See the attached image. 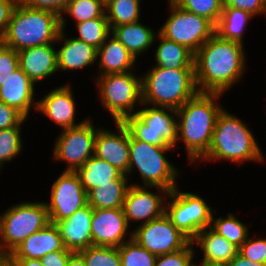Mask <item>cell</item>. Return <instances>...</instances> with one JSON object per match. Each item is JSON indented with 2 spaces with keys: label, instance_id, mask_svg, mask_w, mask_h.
Returning <instances> with one entry per match:
<instances>
[{
  "label": "cell",
  "instance_id": "f6af8a7d",
  "mask_svg": "<svg viewBox=\"0 0 266 266\" xmlns=\"http://www.w3.org/2000/svg\"><path fill=\"white\" fill-rule=\"evenodd\" d=\"M72 253V251L63 248L62 250L49 252L40 260L44 266H67L69 257Z\"/></svg>",
  "mask_w": 266,
  "mask_h": 266
},
{
  "label": "cell",
  "instance_id": "681fc988",
  "mask_svg": "<svg viewBox=\"0 0 266 266\" xmlns=\"http://www.w3.org/2000/svg\"><path fill=\"white\" fill-rule=\"evenodd\" d=\"M67 266H86L83 257L78 252H73L68 260Z\"/></svg>",
  "mask_w": 266,
  "mask_h": 266
},
{
  "label": "cell",
  "instance_id": "f1b7e54d",
  "mask_svg": "<svg viewBox=\"0 0 266 266\" xmlns=\"http://www.w3.org/2000/svg\"><path fill=\"white\" fill-rule=\"evenodd\" d=\"M253 18L254 16L245 10L224 7L222 16L215 26V33L222 39L234 40L244 44L246 27Z\"/></svg>",
  "mask_w": 266,
  "mask_h": 266
},
{
  "label": "cell",
  "instance_id": "44dd1931",
  "mask_svg": "<svg viewBox=\"0 0 266 266\" xmlns=\"http://www.w3.org/2000/svg\"><path fill=\"white\" fill-rule=\"evenodd\" d=\"M66 30H60L57 44L58 71L86 70L87 67L97 63V49L77 39L68 37Z\"/></svg>",
  "mask_w": 266,
  "mask_h": 266
},
{
  "label": "cell",
  "instance_id": "8d00e7d4",
  "mask_svg": "<svg viewBox=\"0 0 266 266\" xmlns=\"http://www.w3.org/2000/svg\"><path fill=\"white\" fill-rule=\"evenodd\" d=\"M78 253L86 266H121L118 247L92 245Z\"/></svg>",
  "mask_w": 266,
  "mask_h": 266
},
{
  "label": "cell",
  "instance_id": "d590c367",
  "mask_svg": "<svg viewBox=\"0 0 266 266\" xmlns=\"http://www.w3.org/2000/svg\"><path fill=\"white\" fill-rule=\"evenodd\" d=\"M181 9L208 19L216 26L222 16L223 5L221 0H173Z\"/></svg>",
  "mask_w": 266,
  "mask_h": 266
},
{
  "label": "cell",
  "instance_id": "6da1fadb",
  "mask_svg": "<svg viewBox=\"0 0 266 266\" xmlns=\"http://www.w3.org/2000/svg\"><path fill=\"white\" fill-rule=\"evenodd\" d=\"M244 44L216 33L194 53L195 80L201 93L225 94L247 69Z\"/></svg>",
  "mask_w": 266,
  "mask_h": 266
},
{
  "label": "cell",
  "instance_id": "e0dca14e",
  "mask_svg": "<svg viewBox=\"0 0 266 266\" xmlns=\"http://www.w3.org/2000/svg\"><path fill=\"white\" fill-rule=\"evenodd\" d=\"M70 81L52 88L38 100L36 112L48 117L62 130L82 125L89 117L76 122L77 105Z\"/></svg>",
  "mask_w": 266,
  "mask_h": 266
},
{
  "label": "cell",
  "instance_id": "ab89813d",
  "mask_svg": "<svg viewBox=\"0 0 266 266\" xmlns=\"http://www.w3.org/2000/svg\"><path fill=\"white\" fill-rule=\"evenodd\" d=\"M250 237L239 247L238 253L253 262L266 264V237Z\"/></svg>",
  "mask_w": 266,
  "mask_h": 266
},
{
  "label": "cell",
  "instance_id": "b9f144b4",
  "mask_svg": "<svg viewBox=\"0 0 266 266\" xmlns=\"http://www.w3.org/2000/svg\"><path fill=\"white\" fill-rule=\"evenodd\" d=\"M223 7H233L247 11L252 16L266 15V0H221Z\"/></svg>",
  "mask_w": 266,
  "mask_h": 266
},
{
  "label": "cell",
  "instance_id": "ba28073f",
  "mask_svg": "<svg viewBox=\"0 0 266 266\" xmlns=\"http://www.w3.org/2000/svg\"><path fill=\"white\" fill-rule=\"evenodd\" d=\"M50 223L44 201L12 204L0 214V254L9 255L27 237Z\"/></svg>",
  "mask_w": 266,
  "mask_h": 266
},
{
  "label": "cell",
  "instance_id": "f546056e",
  "mask_svg": "<svg viewBox=\"0 0 266 266\" xmlns=\"http://www.w3.org/2000/svg\"><path fill=\"white\" fill-rule=\"evenodd\" d=\"M131 184H106L87 191V202L95 209L123 208Z\"/></svg>",
  "mask_w": 266,
  "mask_h": 266
},
{
  "label": "cell",
  "instance_id": "836d02e7",
  "mask_svg": "<svg viewBox=\"0 0 266 266\" xmlns=\"http://www.w3.org/2000/svg\"><path fill=\"white\" fill-rule=\"evenodd\" d=\"M75 26V30L78 32V36L75 37L96 49L105 42L106 37L111 33L106 13L102 17L76 23Z\"/></svg>",
  "mask_w": 266,
  "mask_h": 266
},
{
  "label": "cell",
  "instance_id": "9a60e30c",
  "mask_svg": "<svg viewBox=\"0 0 266 266\" xmlns=\"http://www.w3.org/2000/svg\"><path fill=\"white\" fill-rule=\"evenodd\" d=\"M150 188V189H149ZM156 189L155 191L153 189ZM160 192V193H159ZM169 190L160 187L130 185L125 196L123 210L129 226L137 222L146 224L165 213Z\"/></svg>",
  "mask_w": 266,
  "mask_h": 266
},
{
  "label": "cell",
  "instance_id": "7a4b0ae2",
  "mask_svg": "<svg viewBox=\"0 0 266 266\" xmlns=\"http://www.w3.org/2000/svg\"><path fill=\"white\" fill-rule=\"evenodd\" d=\"M223 94L201 93L188 100L177 111V146L182 141L188 164H195L208 152L216 120L224 109ZM218 101V102H217Z\"/></svg>",
  "mask_w": 266,
  "mask_h": 266
},
{
  "label": "cell",
  "instance_id": "4fadbf2b",
  "mask_svg": "<svg viewBox=\"0 0 266 266\" xmlns=\"http://www.w3.org/2000/svg\"><path fill=\"white\" fill-rule=\"evenodd\" d=\"M132 230V239L156 257L183 249L191 241L165 213Z\"/></svg>",
  "mask_w": 266,
  "mask_h": 266
},
{
  "label": "cell",
  "instance_id": "60d3db41",
  "mask_svg": "<svg viewBox=\"0 0 266 266\" xmlns=\"http://www.w3.org/2000/svg\"><path fill=\"white\" fill-rule=\"evenodd\" d=\"M19 67L18 52L4 46L0 50V86H2L10 75Z\"/></svg>",
  "mask_w": 266,
  "mask_h": 266
},
{
  "label": "cell",
  "instance_id": "9c48e42d",
  "mask_svg": "<svg viewBox=\"0 0 266 266\" xmlns=\"http://www.w3.org/2000/svg\"><path fill=\"white\" fill-rule=\"evenodd\" d=\"M122 123L130 135L143 142L160 147L177 146V111L169 107H154L143 104Z\"/></svg>",
  "mask_w": 266,
  "mask_h": 266
},
{
  "label": "cell",
  "instance_id": "4316f807",
  "mask_svg": "<svg viewBox=\"0 0 266 266\" xmlns=\"http://www.w3.org/2000/svg\"><path fill=\"white\" fill-rule=\"evenodd\" d=\"M150 26L140 22H134L115 26L111 29V34L116 37L137 60L141 55L148 53L152 45L157 41L156 35Z\"/></svg>",
  "mask_w": 266,
  "mask_h": 266
},
{
  "label": "cell",
  "instance_id": "f35d334b",
  "mask_svg": "<svg viewBox=\"0 0 266 266\" xmlns=\"http://www.w3.org/2000/svg\"><path fill=\"white\" fill-rule=\"evenodd\" d=\"M190 241L183 249L157 256L154 266H191L196 260V249Z\"/></svg>",
  "mask_w": 266,
  "mask_h": 266
},
{
  "label": "cell",
  "instance_id": "cb8c5ba5",
  "mask_svg": "<svg viewBox=\"0 0 266 266\" xmlns=\"http://www.w3.org/2000/svg\"><path fill=\"white\" fill-rule=\"evenodd\" d=\"M191 242L194 246H199L201 256L203 255L197 263L226 266L238 254L239 248L211 227L201 230Z\"/></svg>",
  "mask_w": 266,
  "mask_h": 266
},
{
  "label": "cell",
  "instance_id": "1f68e13d",
  "mask_svg": "<svg viewBox=\"0 0 266 266\" xmlns=\"http://www.w3.org/2000/svg\"><path fill=\"white\" fill-rule=\"evenodd\" d=\"M140 4L141 0H108L105 7L110 30L115 26L139 21Z\"/></svg>",
  "mask_w": 266,
  "mask_h": 266
},
{
  "label": "cell",
  "instance_id": "4dcf8cb0",
  "mask_svg": "<svg viewBox=\"0 0 266 266\" xmlns=\"http://www.w3.org/2000/svg\"><path fill=\"white\" fill-rule=\"evenodd\" d=\"M216 212L215 208L212 214L210 227L239 248L247 240L249 235H251L249 226L247 223L241 222L239 217H236L233 212L228 213L226 217L219 216L215 218L214 214L216 215Z\"/></svg>",
  "mask_w": 266,
  "mask_h": 266
},
{
  "label": "cell",
  "instance_id": "5b68a950",
  "mask_svg": "<svg viewBox=\"0 0 266 266\" xmlns=\"http://www.w3.org/2000/svg\"><path fill=\"white\" fill-rule=\"evenodd\" d=\"M142 74L143 104L178 109L199 93L195 69H165L152 66Z\"/></svg>",
  "mask_w": 266,
  "mask_h": 266
},
{
  "label": "cell",
  "instance_id": "83f0119b",
  "mask_svg": "<svg viewBox=\"0 0 266 266\" xmlns=\"http://www.w3.org/2000/svg\"><path fill=\"white\" fill-rule=\"evenodd\" d=\"M158 46L154 55V66L165 69H195L194 53L186 46L163 37L159 32L156 35Z\"/></svg>",
  "mask_w": 266,
  "mask_h": 266
},
{
  "label": "cell",
  "instance_id": "7c38bea8",
  "mask_svg": "<svg viewBox=\"0 0 266 266\" xmlns=\"http://www.w3.org/2000/svg\"><path fill=\"white\" fill-rule=\"evenodd\" d=\"M89 117L82 125L59 132L53 148V160L64 162V171L76 172L94 155L97 125Z\"/></svg>",
  "mask_w": 266,
  "mask_h": 266
},
{
  "label": "cell",
  "instance_id": "ac0fdd59",
  "mask_svg": "<svg viewBox=\"0 0 266 266\" xmlns=\"http://www.w3.org/2000/svg\"><path fill=\"white\" fill-rule=\"evenodd\" d=\"M114 123L117 130L113 131L98 126L94 155L127 175L130 160L129 131L122 122Z\"/></svg>",
  "mask_w": 266,
  "mask_h": 266
},
{
  "label": "cell",
  "instance_id": "30bf717a",
  "mask_svg": "<svg viewBox=\"0 0 266 266\" xmlns=\"http://www.w3.org/2000/svg\"><path fill=\"white\" fill-rule=\"evenodd\" d=\"M179 188L178 185L169 192L165 214L177 229L192 240L201 230L211 226L214 210L198 193L184 192Z\"/></svg>",
  "mask_w": 266,
  "mask_h": 266
},
{
  "label": "cell",
  "instance_id": "ffe728a7",
  "mask_svg": "<svg viewBox=\"0 0 266 266\" xmlns=\"http://www.w3.org/2000/svg\"><path fill=\"white\" fill-rule=\"evenodd\" d=\"M57 44H46L18 51L19 67L35 83L58 73Z\"/></svg>",
  "mask_w": 266,
  "mask_h": 266
},
{
  "label": "cell",
  "instance_id": "5bb4252c",
  "mask_svg": "<svg viewBox=\"0 0 266 266\" xmlns=\"http://www.w3.org/2000/svg\"><path fill=\"white\" fill-rule=\"evenodd\" d=\"M44 203L50 222L54 224L88 205L87 192L81 184L79 175L71 171L61 172L51 186L49 202L44 200Z\"/></svg>",
  "mask_w": 266,
  "mask_h": 266
},
{
  "label": "cell",
  "instance_id": "d6986e66",
  "mask_svg": "<svg viewBox=\"0 0 266 266\" xmlns=\"http://www.w3.org/2000/svg\"><path fill=\"white\" fill-rule=\"evenodd\" d=\"M35 86V83L18 67L0 86V101L14 107L28 118L32 109L37 110Z\"/></svg>",
  "mask_w": 266,
  "mask_h": 266
},
{
  "label": "cell",
  "instance_id": "484cf974",
  "mask_svg": "<svg viewBox=\"0 0 266 266\" xmlns=\"http://www.w3.org/2000/svg\"><path fill=\"white\" fill-rule=\"evenodd\" d=\"M76 173L86 192L94 187L102 188L106 184H131L126 175L95 155L89 158Z\"/></svg>",
  "mask_w": 266,
  "mask_h": 266
},
{
  "label": "cell",
  "instance_id": "603a6c76",
  "mask_svg": "<svg viewBox=\"0 0 266 266\" xmlns=\"http://www.w3.org/2000/svg\"><path fill=\"white\" fill-rule=\"evenodd\" d=\"M96 61H98L97 76L125 73L137 69L135 68L137 65L136 59L111 33L97 49Z\"/></svg>",
  "mask_w": 266,
  "mask_h": 266
},
{
  "label": "cell",
  "instance_id": "db71d44e",
  "mask_svg": "<svg viewBox=\"0 0 266 266\" xmlns=\"http://www.w3.org/2000/svg\"><path fill=\"white\" fill-rule=\"evenodd\" d=\"M201 266H218V265H207V264L201 263Z\"/></svg>",
  "mask_w": 266,
  "mask_h": 266
},
{
  "label": "cell",
  "instance_id": "f5cc1de1",
  "mask_svg": "<svg viewBox=\"0 0 266 266\" xmlns=\"http://www.w3.org/2000/svg\"><path fill=\"white\" fill-rule=\"evenodd\" d=\"M191 266H201V263H198V264H197V262H196V260H195V262H194Z\"/></svg>",
  "mask_w": 266,
  "mask_h": 266
},
{
  "label": "cell",
  "instance_id": "f907efd6",
  "mask_svg": "<svg viewBox=\"0 0 266 266\" xmlns=\"http://www.w3.org/2000/svg\"><path fill=\"white\" fill-rule=\"evenodd\" d=\"M0 266H12L11 260L8 255L0 254Z\"/></svg>",
  "mask_w": 266,
  "mask_h": 266
},
{
  "label": "cell",
  "instance_id": "8992f818",
  "mask_svg": "<svg viewBox=\"0 0 266 266\" xmlns=\"http://www.w3.org/2000/svg\"><path fill=\"white\" fill-rule=\"evenodd\" d=\"M175 151L171 147H160L154 144L133 138L129 133V167L127 177L136 170L142 183H131L136 186L160 187L169 191L178 185L176 182L181 173L174 167L165 155L167 152ZM132 173V174H131Z\"/></svg>",
  "mask_w": 266,
  "mask_h": 266
},
{
  "label": "cell",
  "instance_id": "bcb514c9",
  "mask_svg": "<svg viewBox=\"0 0 266 266\" xmlns=\"http://www.w3.org/2000/svg\"><path fill=\"white\" fill-rule=\"evenodd\" d=\"M19 0H0V38L6 31L13 9Z\"/></svg>",
  "mask_w": 266,
  "mask_h": 266
},
{
  "label": "cell",
  "instance_id": "52a82bcc",
  "mask_svg": "<svg viewBox=\"0 0 266 266\" xmlns=\"http://www.w3.org/2000/svg\"><path fill=\"white\" fill-rule=\"evenodd\" d=\"M93 78L102 109L110 113L114 122H122L139 110L136 105H142V86L141 75L137 76L136 71Z\"/></svg>",
  "mask_w": 266,
  "mask_h": 266
},
{
  "label": "cell",
  "instance_id": "8fae6325",
  "mask_svg": "<svg viewBox=\"0 0 266 266\" xmlns=\"http://www.w3.org/2000/svg\"><path fill=\"white\" fill-rule=\"evenodd\" d=\"M168 5L171 13L158 29L163 37L195 53L215 34V26L208 19L181 9L173 1Z\"/></svg>",
  "mask_w": 266,
  "mask_h": 266
},
{
  "label": "cell",
  "instance_id": "7bdbcfd3",
  "mask_svg": "<svg viewBox=\"0 0 266 266\" xmlns=\"http://www.w3.org/2000/svg\"><path fill=\"white\" fill-rule=\"evenodd\" d=\"M26 119L17 109L0 101V130L14 126H24Z\"/></svg>",
  "mask_w": 266,
  "mask_h": 266
},
{
  "label": "cell",
  "instance_id": "ee69618b",
  "mask_svg": "<svg viewBox=\"0 0 266 266\" xmlns=\"http://www.w3.org/2000/svg\"><path fill=\"white\" fill-rule=\"evenodd\" d=\"M24 5L34 8L55 12L61 16L67 7L69 0H20Z\"/></svg>",
  "mask_w": 266,
  "mask_h": 266
},
{
  "label": "cell",
  "instance_id": "277c9868",
  "mask_svg": "<svg viewBox=\"0 0 266 266\" xmlns=\"http://www.w3.org/2000/svg\"><path fill=\"white\" fill-rule=\"evenodd\" d=\"M60 30L58 14L28 7L19 0L1 39L6 47L18 52L30 47L56 44Z\"/></svg>",
  "mask_w": 266,
  "mask_h": 266
},
{
  "label": "cell",
  "instance_id": "d4e9b609",
  "mask_svg": "<svg viewBox=\"0 0 266 266\" xmlns=\"http://www.w3.org/2000/svg\"><path fill=\"white\" fill-rule=\"evenodd\" d=\"M63 248L60 231L56 224L50 222L44 228L27 237L8 256L9 258L41 259L49 252Z\"/></svg>",
  "mask_w": 266,
  "mask_h": 266
},
{
  "label": "cell",
  "instance_id": "7dc6e473",
  "mask_svg": "<svg viewBox=\"0 0 266 266\" xmlns=\"http://www.w3.org/2000/svg\"><path fill=\"white\" fill-rule=\"evenodd\" d=\"M226 266H266V264L253 262L238 253Z\"/></svg>",
  "mask_w": 266,
  "mask_h": 266
},
{
  "label": "cell",
  "instance_id": "3957f363",
  "mask_svg": "<svg viewBox=\"0 0 266 266\" xmlns=\"http://www.w3.org/2000/svg\"><path fill=\"white\" fill-rule=\"evenodd\" d=\"M256 140L252 129L224 108L216 120L209 150L199 161L224 160L238 166L249 161L262 164L265 154Z\"/></svg>",
  "mask_w": 266,
  "mask_h": 266
},
{
  "label": "cell",
  "instance_id": "d6a6232c",
  "mask_svg": "<svg viewBox=\"0 0 266 266\" xmlns=\"http://www.w3.org/2000/svg\"><path fill=\"white\" fill-rule=\"evenodd\" d=\"M106 13L105 2L103 0H77L69 2L60 16V27L66 29V18L64 15L72 17L76 23L85 22L102 17Z\"/></svg>",
  "mask_w": 266,
  "mask_h": 266
},
{
  "label": "cell",
  "instance_id": "c3c4849f",
  "mask_svg": "<svg viewBox=\"0 0 266 266\" xmlns=\"http://www.w3.org/2000/svg\"><path fill=\"white\" fill-rule=\"evenodd\" d=\"M12 266H44L40 259L10 258Z\"/></svg>",
  "mask_w": 266,
  "mask_h": 266
},
{
  "label": "cell",
  "instance_id": "e575fe53",
  "mask_svg": "<svg viewBox=\"0 0 266 266\" xmlns=\"http://www.w3.org/2000/svg\"><path fill=\"white\" fill-rule=\"evenodd\" d=\"M22 126H14L0 130V172L7 162H11L22 154Z\"/></svg>",
  "mask_w": 266,
  "mask_h": 266
},
{
  "label": "cell",
  "instance_id": "74e56055",
  "mask_svg": "<svg viewBox=\"0 0 266 266\" xmlns=\"http://www.w3.org/2000/svg\"><path fill=\"white\" fill-rule=\"evenodd\" d=\"M119 249L121 266H154L157 257L130 239L123 243Z\"/></svg>",
  "mask_w": 266,
  "mask_h": 266
},
{
  "label": "cell",
  "instance_id": "2e32d148",
  "mask_svg": "<svg viewBox=\"0 0 266 266\" xmlns=\"http://www.w3.org/2000/svg\"><path fill=\"white\" fill-rule=\"evenodd\" d=\"M132 232L133 230L127 223L123 208H93L91 218L93 245L120 247L123 243L132 239ZM129 233L130 235H128Z\"/></svg>",
  "mask_w": 266,
  "mask_h": 266
},
{
  "label": "cell",
  "instance_id": "7402d4cb",
  "mask_svg": "<svg viewBox=\"0 0 266 266\" xmlns=\"http://www.w3.org/2000/svg\"><path fill=\"white\" fill-rule=\"evenodd\" d=\"M93 208L86 205L70 217L56 223L64 248L80 252L92 246L91 218Z\"/></svg>",
  "mask_w": 266,
  "mask_h": 266
},
{
  "label": "cell",
  "instance_id": "816d5d0a",
  "mask_svg": "<svg viewBox=\"0 0 266 266\" xmlns=\"http://www.w3.org/2000/svg\"><path fill=\"white\" fill-rule=\"evenodd\" d=\"M4 46H5V45H4L3 41H2V39L0 38V50H1Z\"/></svg>",
  "mask_w": 266,
  "mask_h": 266
}]
</instances>
